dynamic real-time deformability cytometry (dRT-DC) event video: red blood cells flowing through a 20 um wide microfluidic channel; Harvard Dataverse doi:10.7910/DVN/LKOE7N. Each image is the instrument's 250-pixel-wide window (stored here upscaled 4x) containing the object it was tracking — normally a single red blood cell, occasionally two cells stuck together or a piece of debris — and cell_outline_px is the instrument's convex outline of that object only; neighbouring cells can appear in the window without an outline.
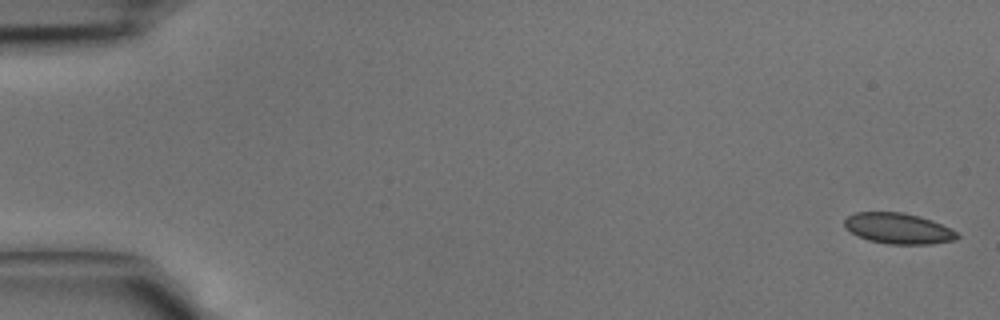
{"species": "common noctule bat (a hibernating species)", "species_latin": "Nyctalus noctula", "temperature_condition": "cold", "stored_images_in_passage": 42, "camera_frame_rate_fps": 3000, "um_per_image_px": 0.085, "animal": {"sex": "male", "body_mass_g": 15.6}, "frame": {"image": 1, "passage_image": 1, "time_ms": 0.0, "image_size_px": [1000, 320], "cell_outline_px": [[960, 236], [956, 240], [932, 244], [888, 244], [868, 240], [844, 228], [844, 220], [848, 216], [856, 212], [904, 212], [920, 216], [932, 220], [956, 232]], "centroid_in_image_um": [76.35, 19.42], "position_along_channel_um": 8.6, "area_um2": 20.17}}
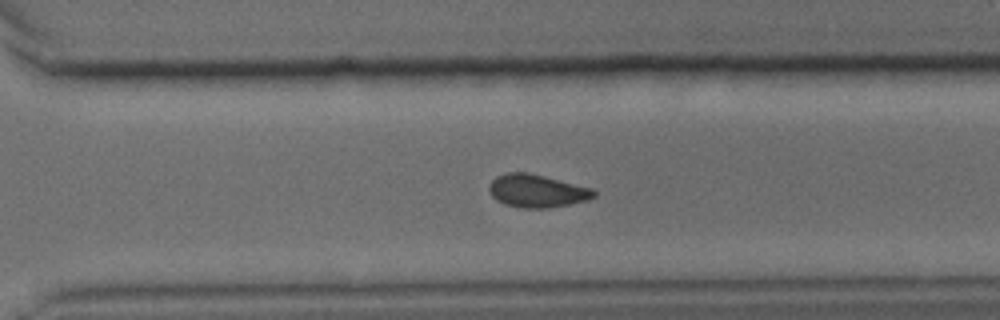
{"frame": {"image": 2, "passage_image": 30, "time_ms": 9.667, "image_size_px": [1000, 320], "cell_outline_px": [[596, 196], [588, 200], [548, 208], [520, 208], [504, 204], [496, 200], [488, 192], [488, 184], [496, 176], [504, 172], [528, 172], [592, 188], [596, 192]], "centroid_in_image_um": [45.59, 16.22], "position_along_channel_um": 325.0, "area_um2": 20.29}}
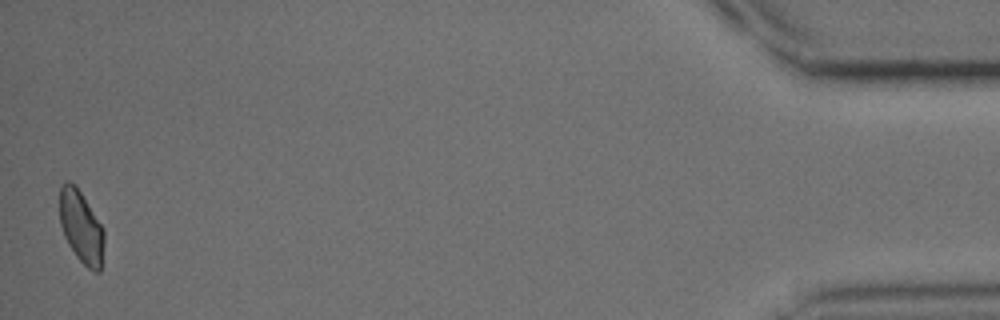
{"frame": {"image": 3, "passage_image": 42, "time_ms": 13.667, "image_size_px": [1000, 320], "cell_outline_px": [[104, 244], [100, 272], [96, 272], [88, 268], [76, 256], [68, 244], [64, 236], [60, 224], [60, 188], [68, 180], [76, 184], [104, 228]], "centroid_in_image_um": [6.91, 19.28], "position_along_channel_um": 428.3, "area_um2": 18.84}}